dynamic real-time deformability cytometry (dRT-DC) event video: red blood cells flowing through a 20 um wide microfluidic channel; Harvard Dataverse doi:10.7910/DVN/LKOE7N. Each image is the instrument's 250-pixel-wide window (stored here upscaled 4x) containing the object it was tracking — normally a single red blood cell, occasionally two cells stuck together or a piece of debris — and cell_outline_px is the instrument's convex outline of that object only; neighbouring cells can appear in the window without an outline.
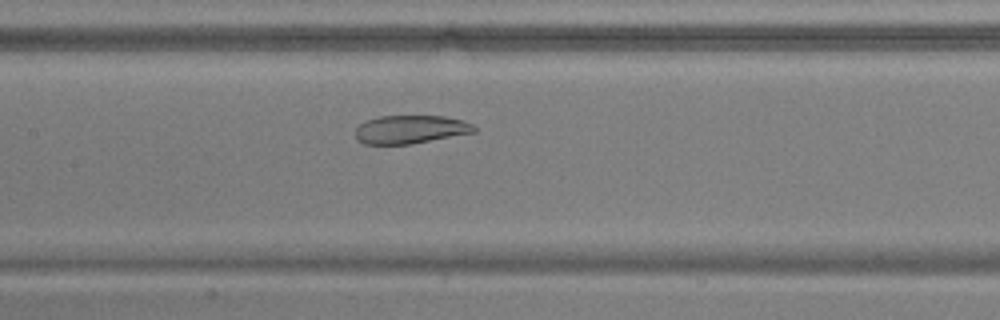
{"species": "common noctule bat (a hibernating species)", "species_latin": "Nyctalus noctula", "temperature_condition": "warm", "stored_images_in_passage": 49, "camera_frame_rate_fps": 3000, "um_per_image_px": 0.085, "animal": {"sex": "male", "body_mass_g": 17.9, "forearm_length_mm": 54.2}, "frame": {"image": 1, "passage_image": 21, "time_ms": 6.667, "image_size_px": [1000, 320], "cell_outline_px": [[476, 132], [412, 144], [364, 144], [356, 140], [356, 128], [364, 120], [380, 116], [444, 116], [464, 120], [472, 124], [476, 128]], "centroid_in_image_um": [34.88, 11.0], "position_along_channel_um": 172.5, "area_um2": 19.77}}
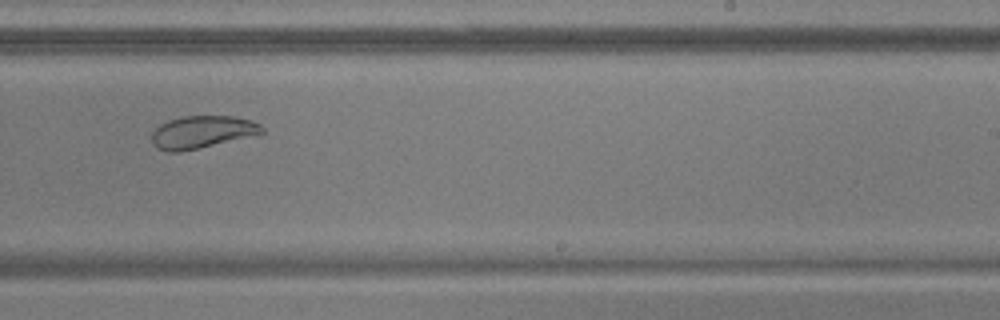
{"frame": {"image": 2, "passage_image": 29, "time_ms": 9.333, "image_size_px": [1000, 320], "cell_outline_px": [[264, 132], [180, 152], [168, 152], [156, 148], [152, 140], [152, 132], [160, 124], [168, 120], [184, 116], [232, 116], [252, 120], [260, 124], [264, 128]], "centroid_in_image_um": [17.13, 11.21], "position_along_channel_um": 271.9, "area_um2": 20.46}}
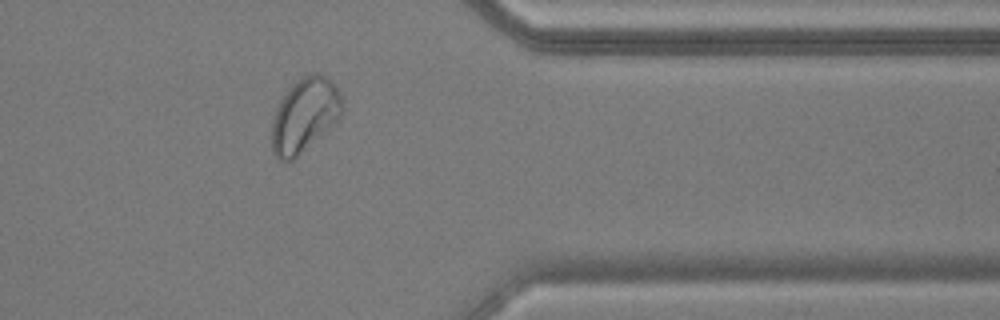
{"frame": {"image": 3, "passage_image": 39, "time_ms": 12.667, "image_size_px": [1000, 320], "cell_outline_px": [[344, 112], [340, 120], [336, 124], [292, 160], [280, 160], [272, 152], [272, 116], [280, 100], [292, 84], [304, 76], [312, 72], [320, 72], [332, 80], [336, 84], [340, 92], [344, 104]], "centroid_in_image_um": [25.95, 9.75], "position_along_channel_um": 385.5, "area_um2": 30.98}, "authors_computed_cell_mechanics": {"area_um2": 27.6284, "velocity_mm_per_s": 3.7385, "shape_relaxation_time_tau1_ms": null, "shape_relaxation_time_tau2_ms": 0.9172, "deformation_change_tau1": null, "deformation_change_tau2": 0.0492}}